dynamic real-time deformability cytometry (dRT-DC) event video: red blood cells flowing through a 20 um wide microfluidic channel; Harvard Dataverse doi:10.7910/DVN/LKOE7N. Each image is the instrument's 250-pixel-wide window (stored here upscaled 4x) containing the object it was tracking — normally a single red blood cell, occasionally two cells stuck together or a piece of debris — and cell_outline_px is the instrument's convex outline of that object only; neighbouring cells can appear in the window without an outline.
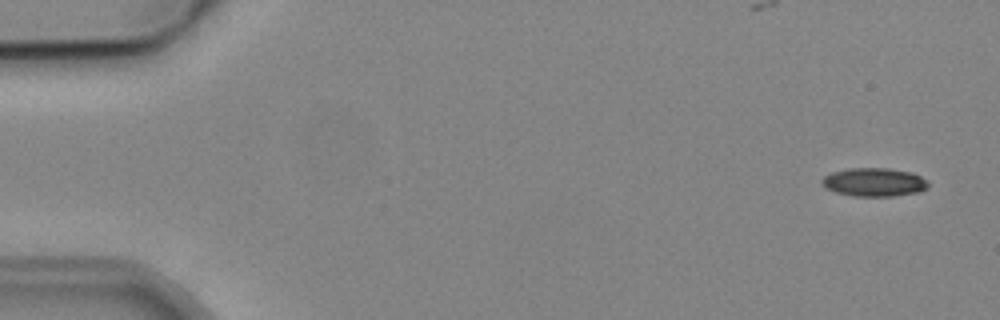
{"species": "common noctule bat (a hibernating species)", "species_latin": "Nyctalus noctula", "temperature_condition": "cold", "stored_images_in_passage": 5, "camera_frame_rate_fps": 3000, "um_per_image_px": 0.085, "animal": {"sex": "male", "body_mass_g": 19.2, "forearm_length_mm": 51.8}, "frame": {"image": 1, "passage_image": 1, "time_ms": 0.0, "image_size_px": [1000, 320], "cell_outline_px": [[928, 188], [920, 192], [892, 196], [852, 196], [836, 192], [820, 184], [820, 180], [824, 176], [832, 172], [852, 168], [888, 168], [912, 172], [928, 180]], "centroid_in_image_um": [74.32, 15.48], "position_along_channel_um": 10.7, "area_um2": 17.74}}
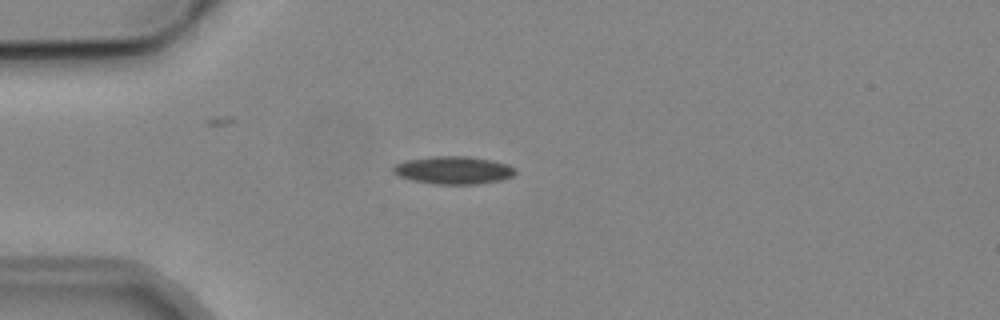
{"frame": {"image": 2, "passage_image": 4, "time_ms": 4.0, "image_size_px": [1000, 320], "cell_outline_px": [[516, 172], [512, 176], [500, 180], [476, 184], [436, 184], [412, 180], [396, 176], [392, 172], [392, 168], [396, 164], [404, 160], [436, 156], [468, 156], [492, 160], [508, 164], [516, 168]], "centroid_in_image_um": [38.52, 14.46], "position_along_channel_um": 46.5, "area_um2": 19.88}}